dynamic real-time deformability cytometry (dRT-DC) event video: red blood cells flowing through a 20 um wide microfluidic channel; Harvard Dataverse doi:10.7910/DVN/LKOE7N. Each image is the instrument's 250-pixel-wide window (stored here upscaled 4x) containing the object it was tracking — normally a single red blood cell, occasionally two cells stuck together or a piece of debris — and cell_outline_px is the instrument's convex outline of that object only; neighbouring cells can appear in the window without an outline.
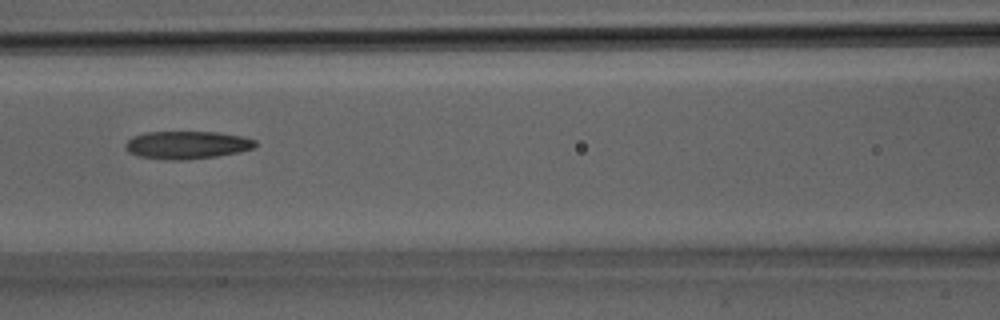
{"species": "Egyptian fruit bat (a non-hibernating species)", "species_latin": "Rousettus aegyptiacus", "temperature_condition": "room temperature", "stored_images_in_passage": 19, "camera_frame_rate_fps": 3000, "um_per_image_px": 0.085, "animal": {"sex": "male"}, "frame": {"image": 1, "passage_image": 14, "time_ms": 4.333, "image_size_px": [1000, 320], "cell_outline_px": [[256, 144], [252, 148], [236, 152], [216, 156], [184, 160], [172, 160], [136, 156], [128, 152], [124, 148], [124, 144], [132, 136], [144, 132], [220, 132], [244, 136], [256, 140]], "centroid_in_image_um": [15.84, 12.31], "position_along_channel_um": 150.8, "area_um2": 21.15}}
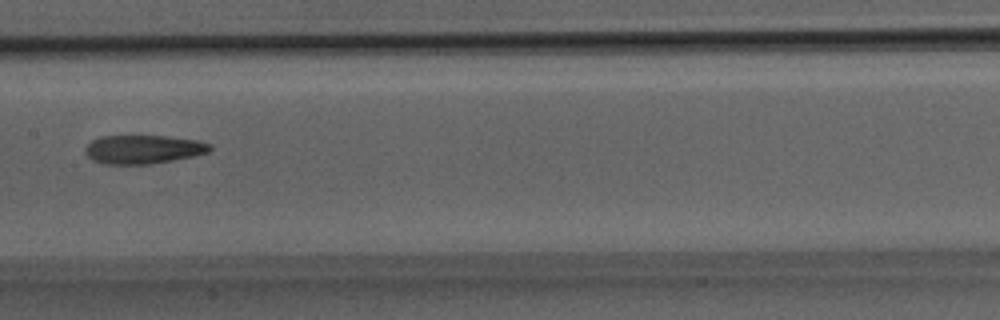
{"frame": {"image": 2, "passage_image": 16, "time_ms": 5.0, "image_size_px": [1000, 320], "cell_outline_px": [[212, 148], [208, 152], [192, 156], [152, 164], [104, 164], [92, 160], [84, 152], [84, 148], [92, 140], [100, 136], [164, 136], [196, 140], [212, 144]], "centroid_in_image_um": [12.14, 12.69], "position_along_channel_um": 195.3, "area_um2": 20.81}}